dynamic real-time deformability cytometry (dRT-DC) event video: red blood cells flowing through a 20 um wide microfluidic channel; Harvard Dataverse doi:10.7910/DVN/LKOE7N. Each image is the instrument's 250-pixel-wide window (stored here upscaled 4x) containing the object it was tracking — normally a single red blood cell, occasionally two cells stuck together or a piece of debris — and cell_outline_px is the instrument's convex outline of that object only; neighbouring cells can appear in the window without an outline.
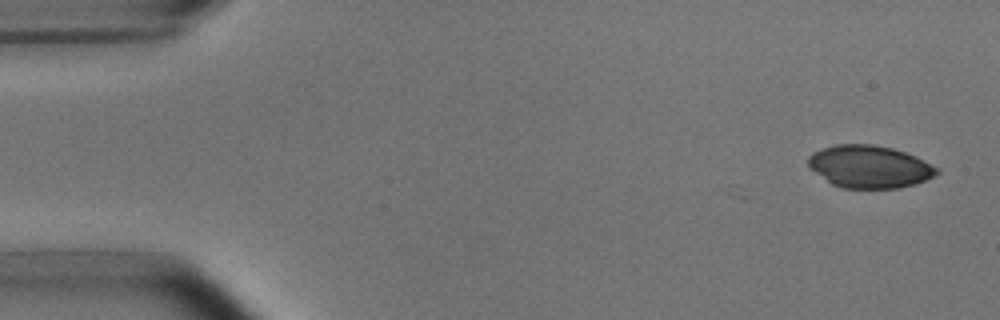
{"species": "common noctule bat (a hibernating species)", "species_latin": "Nyctalus noctula", "temperature_condition": "room temperature", "stored_images_in_passage": 5, "camera_frame_rate_fps": 3000, "um_per_image_px": 0.085, "animal": {"sex": "male", "body_mass_g": 15.6}, "frame": {"image": 1, "passage_image": 1, "time_ms": 0.0, "image_size_px": [1000, 320], "cell_outline_px": [[940, 172], [936, 176], [912, 184], [896, 188], [840, 188], [832, 184], [816, 172], [808, 164], [808, 156], [812, 152], [820, 148], [836, 144], [872, 144], [892, 148], [916, 156], [940, 168]], "centroid_in_image_um": [73.92, 14.15], "position_along_channel_um": 11.1, "area_um2": 31.85}}